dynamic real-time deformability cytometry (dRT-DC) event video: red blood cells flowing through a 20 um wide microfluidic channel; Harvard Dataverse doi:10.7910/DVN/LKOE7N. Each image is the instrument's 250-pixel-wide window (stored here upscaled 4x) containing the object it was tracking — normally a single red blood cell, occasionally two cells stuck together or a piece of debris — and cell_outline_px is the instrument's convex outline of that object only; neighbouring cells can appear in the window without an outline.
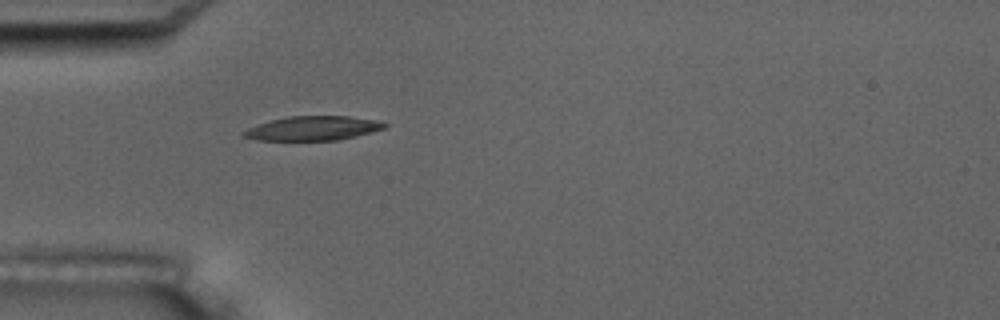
{"species": "common noctule bat (a hibernating species)", "species_latin": "Nyctalus noctula", "temperature_condition": "room temperature", "stored_images_in_passage": 1, "camera_frame_rate_fps": 3000, "um_per_image_px": 0.085, "animal": {"sex": "male", "body_mass_g": 17.5, "forearm_length_mm": 52.3}, "frame": {"image": 1, "passage_image": 1, "time_ms": 0.0, "image_size_px": [1000, 320], "cell_outline_px": [[388, 124], [384, 128], [372, 132], [340, 140], [260, 140], [240, 136], [240, 132], [256, 124], [288, 116], [348, 116], [372, 120]], "centroid_in_image_um": [26.53, 10.91], "position_along_channel_um": 58.5, "area_um2": 19.83}}